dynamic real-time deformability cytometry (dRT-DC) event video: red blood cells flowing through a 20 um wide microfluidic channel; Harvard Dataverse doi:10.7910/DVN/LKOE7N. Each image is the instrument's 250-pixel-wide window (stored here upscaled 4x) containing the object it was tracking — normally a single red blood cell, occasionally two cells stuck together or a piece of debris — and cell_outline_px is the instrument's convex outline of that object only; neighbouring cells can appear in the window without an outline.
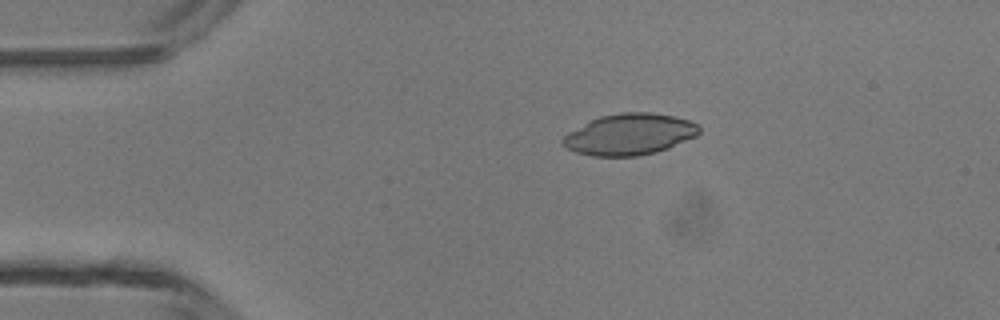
{"species": "common noctule bat (a hibernating species)", "species_latin": "Nyctalus noctula", "temperature_condition": "room temperature", "stored_images_in_passage": 4, "camera_frame_rate_fps": 3000, "um_per_image_px": 0.085, "animal": {"sex": "male", "body_mass_g": 13.3}, "frame": {"image": 1, "passage_image": 4, "time_ms": 4.333, "image_size_px": [1000, 320], "cell_outline_px": [[700, 132], [696, 136], [668, 148], [656, 152], [636, 156], [592, 156], [576, 152], [560, 144], [560, 140], [568, 132], [600, 116], [620, 112], [652, 112], [676, 116], [688, 120], [696, 124], [700, 128]], "centroid_in_image_um": [53.51, 11.41], "position_along_channel_um": 31.5, "area_um2": 32.77}}